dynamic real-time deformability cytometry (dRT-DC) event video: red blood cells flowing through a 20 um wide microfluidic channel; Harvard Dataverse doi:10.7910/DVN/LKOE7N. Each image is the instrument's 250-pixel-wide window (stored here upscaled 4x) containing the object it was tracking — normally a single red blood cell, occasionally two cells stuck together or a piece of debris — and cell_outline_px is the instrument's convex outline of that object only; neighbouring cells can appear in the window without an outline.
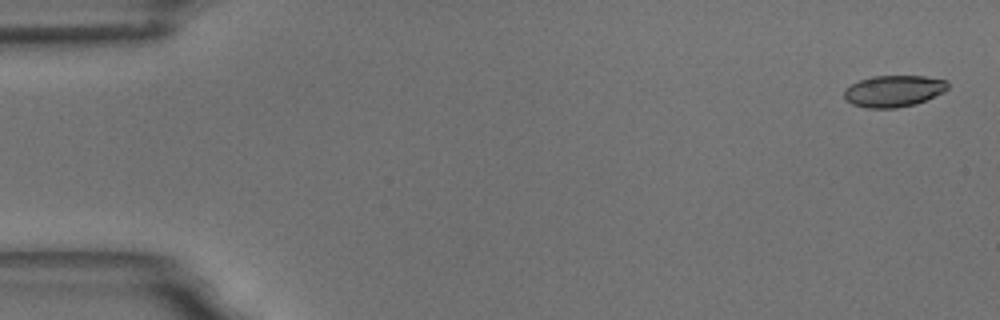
{"species": "common noctule bat (a hibernating species)", "species_latin": "Nyctalus noctula", "temperature_condition": "room temperature", "stored_images_in_passage": 6, "camera_frame_rate_fps": 3000, "um_per_image_px": 0.085, "animal": {"sex": "male", "body_mass_g": 18.8}, "frame": {"image": 1, "passage_image": 1, "time_ms": 0.0, "image_size_px": [1000, 320], "cell_outline_px": [[948, 88], [944, 92], [916, 104], [896, 108], [868, 108], [852, 104], [844, 96], [844, 88], [860, 80], [872, 76], [924, 76], [948, 80]], "centroid_in_image_um": [75.98, 7.73], "position_along_channel_um": 9.0, "area_um2": 19.07}}
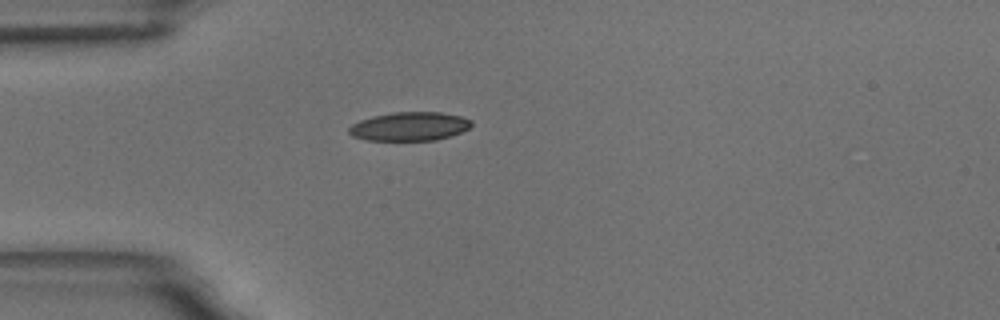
{"frame": {"image": 2, "passage_image": 5, "time_ms": 4.667, "image_size_px": [1000, 320], "cell_outline_px": [[472, 124], [468, 128], [460, 132], [436, 140], [368, 140], [352, 136], [348, 132], [348, 128], [352, 124], [360, 120], [372, 116], [392, 112], [440, 112], [460, 116], [472, 120]], "centroid_in_image_um": [34.78, 10.73], "position_along_channel_um": 50.2, "area_um2": 20.4}}